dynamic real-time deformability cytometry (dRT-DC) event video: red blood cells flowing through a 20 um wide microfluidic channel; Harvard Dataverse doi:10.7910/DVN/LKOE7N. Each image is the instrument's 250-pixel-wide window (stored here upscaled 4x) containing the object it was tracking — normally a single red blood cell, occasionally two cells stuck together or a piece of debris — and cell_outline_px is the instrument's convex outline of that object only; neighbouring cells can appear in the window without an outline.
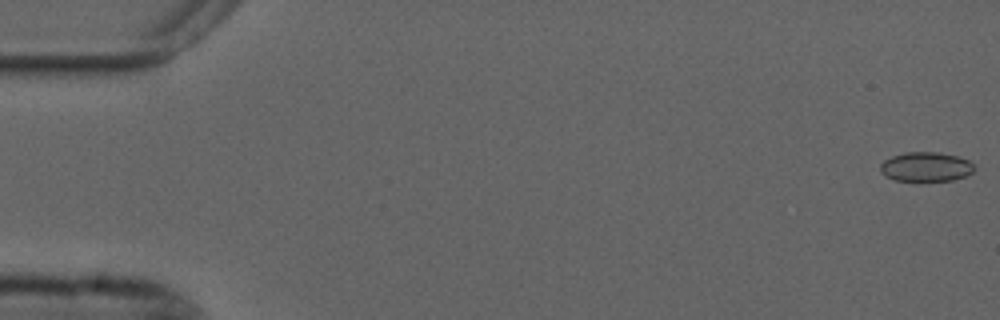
{"species": "common noctule bat (a hibernating species)", "species_latin": "Nyctalus noctula", "temperature_condition": "cold", "stored_images_in_passage": 48, "camera_frame_rate_fps": 3000, "um_per_image_px": 0.085, "animal": {"sex": "male", "forearm_length_mm": 52.5}, "frame": {"image": 1, "passage_image": 1, "time_ms": 0.0, "image_size_px": [1000, 320], "cell_outline_px": [[976, 168], [972, 172], [964, 176], [952, 180], [896, 180], [884, 176], [880, 172], [880, 164], [884, 160], [892, 156], [904, 152], [936, 152], [956, 156], [968, 160]], "centroid_in_image_um": [78.67, 14.17], "position_along_channel_um": 6.3, "area_um2": 15.95}}
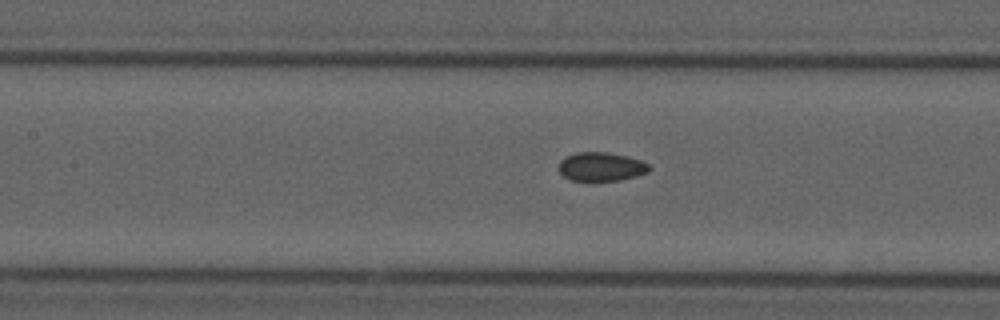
{"frame": {"image": 2, "passage_image": 25, "time_ms": 8.0, "image_size_px": [1000, 320], "cell_outline_px": [[652, 168], [648, 172], [636, 176], [620, 180], [596, 184], [592, 184], [572, 180], [564, 176], [560, 172], [560, 160], [576, 152], [608, 152], [628, 156], [640, 160], [648, 164]], "centroid_in_image_um": [51.11, 14.22], "position_along_channel_um": 156.3, "area_um2": 15.78}}
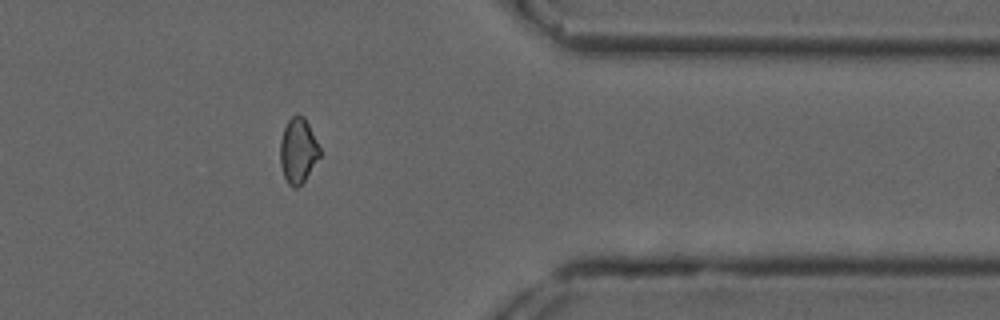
{"frame": {"image": 3, "passage_image": 45, "time_ms": 14.667, "image_size_px": [1000, 320], "cell_outline_px": [[320, 156], [304, 180], [296, 188], [292, 188], [288, 184], [284, 176], [280, 164], [280, 140], [284, 128], [288, 120], [296, 112], [304, 116], [320, 148]], "centroid_in_image_um": [25.32, 12.78], "position_along_channel_um": 386.1, "area_um2": 14.97}}